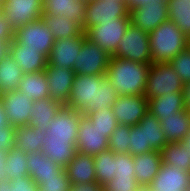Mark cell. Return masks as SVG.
<instances>
[{"mask_svg":"<svg viewBox=\"0 0 190 191\" xmlns=\"http://www.w3.org/2000/svg\"><path fill=\"white\" fill-rule=\"evenodd\" d=\"M160 155L162 163L190 172V148L182 142L167 143Z\"/></svg>","mask_w":190,"mask_h":191,"instance_id":"obj_31","label":"cell"},{"mask_svg":"<svg viewBox=\"0 0 190 191\" xmlns=\"http://www.w3.org/2000/svg\"><path fill=\"white\" fill-rule=\"evenodd\" d=\"M190 186V172L162 163L160 169L148 185L152 191H185Z\"/></svg>","mask_w":190,"mask_h":191,"instance_id":"obj_18","label":"cell"},{"mask_svg":"<svg viewBox=\"0 0 190 191\" xmlns=\"http://www.w3.org/2000/svg\"><path fill=\"white\" fill-rule=\"evenodd\" d=\"M97 182L103 187L111 181L116 172V153L111 149L104 150L93 156Z\"/></svg>","mask_w":190,"mask_h":191,"instance_id":"obj_34","label":"cell"},{"mask_svg":"<svg viewBox=\"0 0 190 191\" xmlns=\"http://www.w3.org/2000/svg\"><path fill=\"white\" fill-rule=\"evenodd\" d=\"M116 174L117 177H135L133 156L131 154L116 153Z\"/></svg>","mask_w":190,"mask_h":191,"instance_id":"obj_43","label":"cell"},{"mask_svg":"<svg viewBox=\"0 0 190 191\" xmlns=\"http://www.w3.org/2000/svg\"><path fill=\"white\" fill-rule=\"evenodd\" d=\"M110 58L105 49L85 38L73 71L77 75H106Z\"/></svg>","mask_w":190,"mask_h":191,"instance_id":"obj_8","label":"cell"},{"mask_svg":"<svg viewBox=\"0 0 190 191\" xmlns=\"http://www.w3.org/2000/svg\"><path fill=\"white\" fill-rule=\"evenodd\" d=\"M171 67L181 77L183 83L190 82V48L187 47L169 61Z\"/></svg>","mask_w":190,"mask_h":191,"instance_id":"obj_40","label":"cell"},{"mask_svg":"<svg viewBox=\"0 0 190 191\" xmlns=\"http://www.w3.org/2000/svg\"><path fill=\"white\" fill-rule=\"evenodd\" d=\"M64 105L51 98H42L34 101L31 106V116L28 125L30 127H38L42 131L48 130L49 123L57 115Z\"/></svg>","mask_w":190,"mask_h":191,"instance_id":"obj_24","label":"cell"},{"mask_svg":"<svg viewBox=\"0 0 190 191\" xmlns=\"http://www.w3.org/2000/svg\"><path fill=\"white\" fill-rule=\"evenodd\" d=\"M130 154L132 156L141 155L143 152L152 151L149 146H145V137L143 126L138 123L135 126H130Z\"/></svg>","mask_w":190,"mask_h":191,"instance_id":"obj_39","label":"cell"},{"mask_svg":"<svg viewBox=\"0 0 190 191\" xmlns=\"http://www.w3.org/2000/svg\"><path fill=\"white\" fill-rule=\"evenodd\" d=\"M118 93L106 75H102V85L98 87L97 110L102 107H112L116 103Z\"/></svg>","mask_w":190,"mask_h":191,"instance_id":"obj_38","label":"cell"},{"mask_svg":"<svg viewBox=\"0 0 190 191\" xmlns=\"http://www.w3.org/2000/svg\"><path fill=\"white\" fill-rule=\"evenodd\" d=\"M44 71L49 85V98L66 105L76 73L68 67L57 68L48 64Z\"/></svg>","mask_w":190,"mask_h":191,"instance_id":"obj_17","label":"cell"},{"mask_svg":"<svg viewBox=\"0 0 190 191\" xmlns=\"http://www.w3.org/2000/svg\"><path fill=\"white\" fill-rule=\"evenodd\" d=\"M14 39V30L10 26L4 14L0 15V40L12 41Z\"/></svg>","mask_w":190,"mask_h":191,"instance_id":"obj_46","label":"cell"},{"mask_svg":"<svg viewBox=\"0 0 190 191\" xmlns=\"http://www.w3.org/2000/svg\"><path fill=\"white\" fill-rule=\"evenodd\" d=\"M150 66L151 63L111 56L106 76L118 95H144Z\"/></svg>","mask_w":190,"mask_h":191,"instance_id":"obj_2","label":"cell"},{"mask_svg":"<svg viewBox=\"0 0 190 191\" xmlns=\"http://www.w3.org/2000/svg\"><path fill=\"white\" fill-rule=\"evenodd\" d=\"M0 191H12L10 180L5 179L0 181Z\"/></svg>","mask_w":190,"mask_h":191,"instance_id":"obj_53","label":"cell"},{"mask_svg":"<svg viewBox=\"0 0 190 191\" xmlns=\"http://www.w3.org/2000/svg\"><path fill=\"white\" fill-rule=\"evenodd\" d=\"M12 41L0 40V62L10 54V44Z\"/></svg>","mask_w":190,"mask_h":191,"instance_id":"obj_48","label":"cell"},{"mask_svg":"<svg viewBox=\"0 0 190 191\" xmlns=\"http://www.w3.org/2000/svg\"><path fill=\"white\" fill-rule=\"evenodd\" d=\"M44 24L50 29L55 40L75 37L85 34L83 27L76 21L63 16H55L52 14H42Z\"/></svg>","mask_w":190,"mask_h":191,"instance_id":"obj_28","label":"cell"},{"mask_svg":"<svg viewBox=\"0 0 190 191\" xmlns=\"http://www.w3.org/2000/svg\"><path fill=\"white\" fill-rule=\"evenodd\" d=\"M18 91L27 95L32 101L49 98V85L47 84L45 71L24 74Z\"/></svg>","mask_w":190,"mask_h":191,"instance_id":"obj_29","label":"cell"},{"mask_svg":"<svg viewBox=\"0 0 190 191\" xmlns=\"http://www.w3.org/2000/svg\"><path fill=\"white\" fill-rule=\"evenodd\" d=\"M149 33L129 24L112 57L151 63Z\"/></svg>","mask_w":190,"mask_h":191,"instance_id":"obj_6","label":"cell"},{"mask_svg":"<svg viewBox=\"0 0 190 191\" xmlns=\"http://www.w3.org/2000/svg\"><path fill=\"white\" fill-rule=\"evenodd\" d=\"M39 191H70L71 181L64 169L57 178L41 179L37 184Z\"/></svg>","mask_w":190,"mask_h":191,"instance_id":"obj_41","label":"cell"},{"mask_svg":"<svg viewBox=\"0 0 190 191\" xmlns=\"http://www.w3.org/2000/svg\"><path fill=\"white\" fill-rule=\"evenodd\" d=\"M91 123L109 139L118 123L112 107H102L87 116Z\"/></svg>","mask_w":190,"mask_h":191,"instance_id":"obj_36","label":"cell"},{"mask_svg":"<svg viewBox=\"0 0 190 191\" xmlns=\"http://www.w3.org/2000/svg\"><path fill=\"white\" fill-rule=\"evenodd\" d=\"M182 143L190 148V133L186 136V138L182 141Z\"/></svg>","mask_w":190,"mask_h":191,"instance_id":"obj_54","label":"cell"},{"mask_svg":"<svg viewBox=\"0 0 190 191\" xmlns=\"http://www.w3.org/2000/svg\"><path fill=\"white\" fill-rule=\"evenodd\" d=\"M0 100L6 111L9 124L12 127L26 126L31 116V106L34 103L32 99L22 92L7 91L1 94Z\"/></svg>","mask_w":190,"mask_h":191,"instance_id":"obj_15","label":"cell"},{"mask_svg":"<svg viewBox=\"0 0 190 191\" xmlns=\"http://www.w3.org/2000/svg\"><path fill=\"white\" fill-rule=\"evenodd\" d=\"M4 11V1H0V15L3 14Z\"/></svg>","mask_w":190,"mask_h":191,"instance_id":"obj_56","label":"cell"},{"mask_svg":"<svg viewBox=\"0 0 190 191\" xmlns=\"http://www.w3.org/2000/svg\"><path fill=\"white\" fill-rule=\"evenodd\" d=\"M130 23L150 33L168 20L167 0H155L148 4L130 8Z\"/></svg>","mask_w":190,"mask_h":191,"instance_id":"obj_12","label":"cell"},{"mask_svg":"<svg viewBox=\"0 0 190 191\" xmlns=\"http://www.w3.org/2000/svg\"><path fill=\"white\" fill-rule=\"evenodd\" d=\"M130 126L118 124L109 137V149L114 153L130 154Z\"/></svg>","mask_w":190,"mask_h":191,"instance_id":"obj_37","label":"cell"},{"mask_svg":"<svg viewBox=\"0 0 190 191\" xmlns=\"http://www.w3.org/2000/svg\"><path fill=\"white\" fill-rule=\"evenodd\" d=\"M128 18H117L116 21L100 22L99 25L89 28L86 32V38L91 42L98 44L112 56L121 41L128 25Z\"/></svg>","mask_w":190,"mask_h":191,"instance_id":"obj_9","label":"cell"},{"mask_svg":"<svg viewBox=\"0 0 190 191\" xmlns=\"http://www.w3.org/2000/svg\"><path fill=\"white\" fill-rule=\"evenodd\" d=\"M141 185L135 177H117L103 186V191H137Z\"/></svg>","mask_w":190,"mask_h":191,"instance_id":"obj_42","label":"cell"},{"mask_svg":"<svg viewBox=\"0 0 190 191\" xmlns=\"http://www.w3.org/2000/svg\"><path fill=\"white\" fill-rule=\"evenodd\" d=\"M183 98H184V103L186 107L189 109L190 108V82L184 83Z\"/></svg>","mask_w":190,"mask_h":191,"instance_id":"obj_49","label":"cell"},{"mask_svg":"<svg viewBox=\"0 0 190 191\" xmlns=\"http://www.w3.org/2000/svg\"><path fill=\"white\" fill-rule=\"evenodd\" d=\"M128 5H129V8H132V7H137V6H140V5H143V4H148V3H151L155 0H126Z\"/></svg>","mask_w":190,"mask_h":191,"instance_id":"obj_52","label":"cell"},{"mask_svg":"<svg viewBox=\"0 0 190 191\" xmlns=\"http://www.w3.org/2000/svg\"><path fill=\"white\" fill-rule=\"evenodd\" d=\"M137 191H152L148 186H141Z\"/></svg>","mask_w":190,"mask_h":191,"instance_id":"obj_55","label":"cell"},{"mask_svg":"<svg viewBox=\"0 0 190 191\" xmlns=\"http://www.w3.org/2000/svg\"><path fill=\"white\" fill-rule=\"evenodd\" d=\"M15 127L11 125L1 126L0 128V151L7 152L14 147Z\"/></svg>","mask_w":190,"mask_h":191,"instance_id":"obj_44","label":"cell"},{"mask_svg":"<svg viewBox=\"0 0 190 191\" xmlns=\"http://www.w3.org/2000/svg\"><path fill=\"white\" fill-rule=\"evenodd\" d=\"M130 8L127 1L88 0L85 7L84 32L97 26L100 22L116 21L117 18H128Z\"/></svg>","mask_w":190,"mask_h":191,"instance_id":"obj_7","label":"cell"},{"mask_svg":"<svg viewBox=\"0 0 190 191\" xmlns=\"http://www.w3.org/2000/svg\"><path fill=\"white\" fill-rule=\"evenodd\" d=\"M46 132L38 127L19 126L14 131V147L26 154L40 152L45 142Z\"/></svg>","mask_w":190,"mask_h":191,"instance_id":"obj_27","label":"cell"},{"mask_svg":"<svg viewBox=\"0 0 190 191\" xmlns=\"http://www.w3.org/2000/svg\"><path fill=\"white\" fill-rule=\"evenodd\" d=\"M183 87L184 83L181 77L169 62L151 63L144 93L148 100L162 94L183 93Z\"/></svg>","mask_w":190,"mask_h":191,"instance_id":"obj_5","label":"cell"},{"mask_svg":"<svg viewBox=\"0 0 190 191\" xmlns=\"http://www.w3.org/2000/svg\"><path fill=\"white\" fill-rule=\"evenodd\" d=\"M71 184L95 182V164L92 155L76 153L75 157L65 168Z\"/></svg>","mask_w":190,"mask_h":191,"instance_id":"obj_22","label":"cell"},{"mask_svg":"<svg viewBox=\"0 0 190 191\" xmlns=\"http://www.w3.org/2000/svg\"><path fill=\"white\" fill-rule=\"evenodd\" d=\"M14 40L22 43L26 48L36 49L47 59L55 42L52 32L42 19L18 27L14 31Z\"/></svg>","mask_w":190,"mask_h":191,"instance_id":"obj_10","label":"cell"},{"mask_svg":"<svg viewBox=\"0 0 190 191\" xmlns=\"http://www.w3.org/2000/svg\"><path fill=\"white\" fill-rule=\"evenodd\" d=\"M44 0H4V17L15 31L41 19Z\"/></svg>","mask_w":190,"mask_h":191,"instance_id":"obj_11","label":"cell"},{"mask_svg":"<svg viewBox=\"0 0 190 191\" xmlns=\"http://www.w3.org/2000/svg\"><path fill=\"white\" fill-rule=\"evenodd\" d=\"M12 191H39L38 185L31 179L30 176H18L14 180H10Z\"/></svg>","mask_w":190,"mask_h":191,"instance_id":"obj_45","label":"cell"},{"mask_svg":"<svg viewBox=\"0 0 190 191\" xmlns=\"http://www.w3.org/2000/svg\"><path fill=\"white\" fill-rule=\"evenodd\" d=\"M168 20L173 21L187 37L190 36V0H167Z\"/></svg>","mask_w":190,"mask_h":191,"instance_id":"obj_35","label":"cell"},{"mask_svg":"<svg viewBox=\"0 0 190 191\" xmlns=\"http://www.w3.org/2000/svg\"><path fill=\"white\" fill-rule=\"evenodd\" d=\"M151 63H167L188 47V37L167 20L149 33Z\"/></svg>","mask_w":190,"mask_h":191,"instance_id":"obj_3","label":"cell"},{"mask_svg":"<svg viewBox=\"0 0 190 191\" xmlns=\"http://www.w3.org/2000/svg\"><path fill=\"white\" fill-rule=\"evenodd\" d=\"M81 113L63 106L48 125L41 153L65 169L75 157Z\"/></svg>","mask_w":190,"mask_h":191,"instance_id":"obj_1","label":"cell"},{"mask_svg":"<svg viewBox=\"0 0 190 191\" xmlns=\"http://www.w3.org/2000/svg\"><path fill=\"white\" fill-rule=\"evenodd\" d=\"M24 73L9 54L0 62V93L18 90Z\"/></svg>","mask_w":190,"mask_h":191,"instance_id":"obj_30","label":"cell"},{"mask_svg":"<svg viewBox=\"0 0 190 191\" xmlns=\"http://www.w3.org/2000/svg\"><path fill=\"white\" fill-rule=\"evenodd\" d=\"M5 156L6 152L0 151V181L5 180V173H4V168H5Z\"/></svg>","mask_w":190,"mask_h":191,"instance_id":"obj_51","label":"cell"},{"mask_svg":"<svg viewBox=\"0 0 190 191\" xmlns=\"http://www.w3.org/2000/svg\"><path fill=\"white\" fill-rule=\"evenodd\" d=\"M29 176L38 184L41 179L57 178L64 169L40 152L27 154Z\"/></svg>","mask_w":190,"mask_h":191,"instance_id":"obj_25","label":"cell"},{"mask_svg":"<svg viewBox=\"0 0 190 191\" xmlns=\"http://www.w3.org/2000/svg\"><path fill=\"white\" fill-rule=\"evenodd\" d=\"M5 161L4 173L6 180H14L18 176H29L27 154L20 148L13 147L7 151Z\"/></svg>","mask_w":190,"mask_h":191,"instance_id":"obj_33","label":"cell"},{"mask_svg":"<svg viewBox=\"0 0 190 191\" xmlns=\"http://www.w3.org/2000/svg\"><path fill=\"white\" fill-rule=\"evenodd\" d=\"M10 55L24 74L44 71L48 64V59L41 52L26 48L25 45L16 42L14 39L10 44Z\"/></svg>","mask_w":190,"mask_h":191,"instance_id":"obj_19","label":"cell"},{"mask_svg":"<svg viewBox=\"0 0 190 191\" xmlns=\"http://www.w3.org/2000/svg\"><path fill=\"white\" fill-rule=\"evenodd\" d=\"M70 191H103V187L97 182L72 184Z\"/></svg>","mask_w":190,"mask_h":191,"instance_id":"obj_47","label":"cell"},{"mask_svg":"<svg viewBox=\"0 0 190 191\" xmlns=\"http://www.w3.org/2000/svg\"><path fill=\"white\" fill-rule=\"evenodd\" d=\"M135 179L141 186H148L156 177L162 164L158 151H147L133 156Z\"/></svg>","mask_w":190,"mask_h":191,"instance_id":"obj_21","label":"cell"},{"mask_svg":"<svg viewBox=\"0 0 190 191\" xmlns=\"http://www.w3.org/2000/svg\"><path fill=\"white\" fill-rule=\"evenodd\" d=\"M160 126L165 133L167 143L182 142L190 133L189 109L187 108L176 112L173 116L165 117Z\"/></svg>","mask_w":190,"mask_h":191,"instance_id":"obj_26","label":"cell"},{"mask_svg":"<svg viewBox=\"0 0 190 191\" xmlns=\"http://www.w3.org/2000/svg\"><path fill=\"white\" fill-rule=\"evenodd\" d=\"M85 38V34H80L75 37L55 40L48 58V65L57 68L68 67L74 70L80 47Z\"/></svg>","mask_w":190,"mask_h":191,"instance_id":"obj_16","label":"cell"},{"mask_svg":"<svg viewBox=\"0 0 190 191\" xmlns=\"http://www.w3.org/2000/svg\"><path fill=\"white\" fill-rule=\"evenodd\" d=\"M187 109L183 93L162 94L148 100V111L162 123L165 117L173 116L178 111Z\"/></svg>","mask_w":190,"mask_h":191,"instance_id":"obj_23","label":"cell"},{"mask_svg":"<svg viewBox=\"0 0 190 191\" xmlns=\"http://www.w3.org/2000/svg\"><path fill=\"white\" fill-rule=\"evenodd\" d=\"M112 110L118 124L135 126L149 112L148 99L145 95H118Z\"/></svg>","mask_w":190,"mask_h":191,"instance_id":"obj_13","label":"cell"},{"mask_svg":"<svg viewBox=\"0 0 190 191\" xmlns=\"http://www.w3.org/2000/svg\"><path fill=\"white\" fill-rule=\"evenodd\" d=\"M139 123L144 129L145 146H149L152 150L160 152L167 144V140L158 118L148 112Z\"/></svg>","mask_w":190,"mask_h":191,"instance_id":"obj_32","label":"cell"},{"mask_svg":"<svg viewBox=\"0 0 190 191\" xmlns=\"http://www.w3.org/2000/svg\"><path fill=\"white\" fill-rule=\"evenodd\" d=\"M86 4V0H44L42 14L64 15L84 27Z\"/></svg>","mask_w":190,"mask_h":191,"instance_id":"obj_20","label":"cell"},{"mask_svg":"<svg viewBox=\"0 0 190 191\" xmlns=\"http://www.w3.org/2000/svg\"><path fill=\"white\" fill-rule=\"evenodd\" d=\"M188 47L190 48V36L188 37Z\"/></svg>","mask_w":190,"mask_h":191,"instance_id":"obj_57","label":"cell"},{"mask_svg":"<svg viewBox=\"0 0 190 191\" xmlns=\"http://www.w3.org/2000/svg\"><path fill=\"white\" fill-rule=\"evenodd\" d=\"M8 125H10L9 120L6 115V111L2 105V101L0 100V128L1 126H8Z\"/></svg>","mask_w":190,"mask_h":191,"instance_id":"obj_50","label":"cell"},{"mask_svg":"<svg viewBox=\"0 0 190 191\" xmlns=\"http://www.w3.org/2000/svg\"><path fill=\"white\" fill-rule=\"evenodd\" d=\"M109 149L108 138L93 125L87 116L81 115L76 152L95 156Z\"/></svg>","mask_w":190,"mask_h":191,"instance_id":"obj_14","label":"cell"},{"mask_svg":"<svg viewBox=\"0 0 190 191\" xmlns=\"http://www.w3.org/2000/svg\"><path fill=\"white\" fill-rule=\"evenodd\" d=\"M102 85V75H77L71 94L65 106L88 116L97 110L98 87Z\"/></svg>","mask_w":190,"mask_h":191,"instance_id":"obj_4","label":"cell"}]
</instances>
